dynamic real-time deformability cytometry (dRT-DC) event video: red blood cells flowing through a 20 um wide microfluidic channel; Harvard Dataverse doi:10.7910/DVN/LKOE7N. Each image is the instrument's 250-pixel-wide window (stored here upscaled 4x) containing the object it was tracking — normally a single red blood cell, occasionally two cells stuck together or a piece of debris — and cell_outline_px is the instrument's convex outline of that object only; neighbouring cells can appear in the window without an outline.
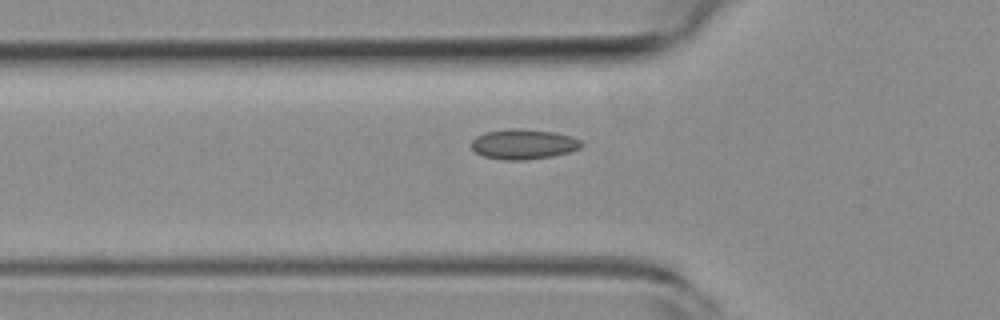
{"species": "common noctule bat (a hibernating species)", "species_latin": "Nyctalus noctula", "temperature_condition": "room temperature", "stored_images_in_passage": 50, "camera_frame_rate_fps": 3000, "um_per_image_px": 0.085, "animal": {"sex": "female", "body_mass_g": 19.3, "forearm_length_mm": 54.1}, "frame": {"image": 1, "passage_image": 18, "time_ms": 5.667, "image_size_px": [1000, 320], "cell_outline_px": [[584, 144], [580, 148], [568, 152], [552, 156], [524, 160], [504, 160], [484, 156], [476, 152], [472, 148], [472, 140], [476, 136], [484, 132], [512, 128], [516, 128], [556, 132], [572, 136], [580, 140]], "centroid_in_image_um": [44.51, 12.24], "position_along_channel_um": 81.3, "area_um2": 19.31}}
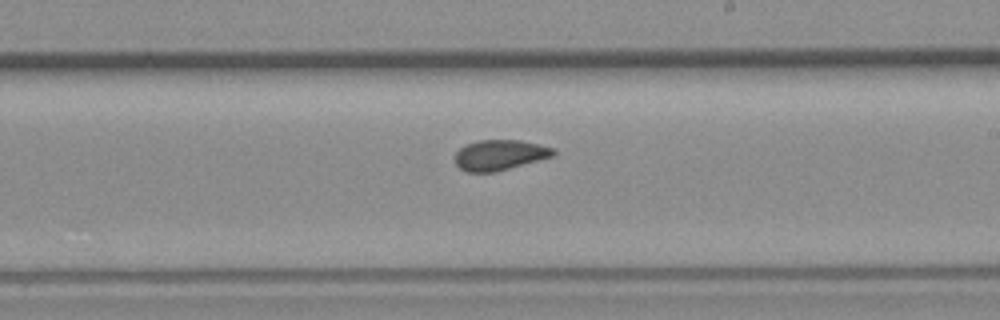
{"frame": {"image": 2, "passage_image": 31, "time_ms": 10.0, "image_size_px": [1000, 320], "cell_outline_px": [[556, 152], [552, 156], [496, 172], [468, 172], [460, 168], [456, 164], [456, 152], [464, 144], [480, 140], [520, 140], [552, 148]], "centroid_in_image_um": [42.43, 13.17], "position_along_channel_um": 246.6, "area_um2": 17.17}}
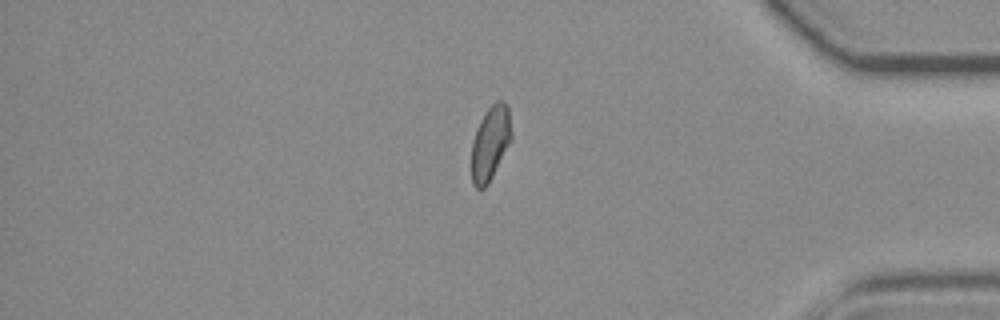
{"frame": {"image": 3, "passage_image": 45, "time_ms": 14.667, "image_size_px": [1000, 320], "cell_outline_px": [[512, 136], [488, 184], [484, 188], [476, 188], [472, 184], [472, 140], [476, 128], [484, 112], [496, 100], [504, 100], [508, 104], [512, 132]], "centroid_in_image_um": [41.67, 12.1], "position_along_channel_um": 393.5, "area_um2": 17.22}}